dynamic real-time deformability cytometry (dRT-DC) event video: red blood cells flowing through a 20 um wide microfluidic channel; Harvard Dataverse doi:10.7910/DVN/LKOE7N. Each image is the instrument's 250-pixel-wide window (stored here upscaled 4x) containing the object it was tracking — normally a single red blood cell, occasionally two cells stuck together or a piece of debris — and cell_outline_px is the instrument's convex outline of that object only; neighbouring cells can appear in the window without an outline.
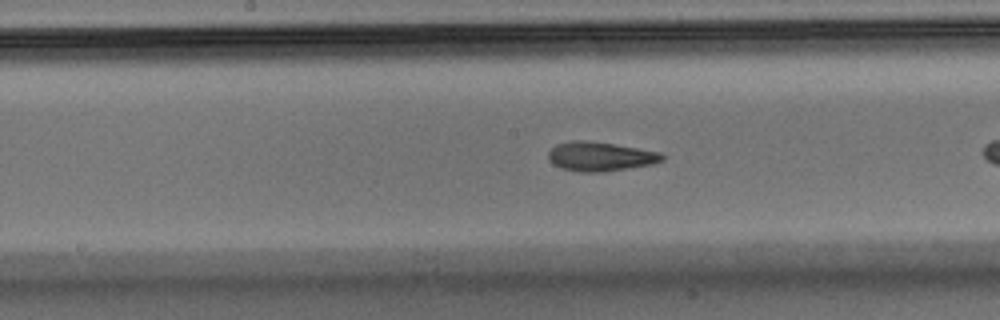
{"species": "Egyptian fruit bat (a non-hibernating species)", "species_latin": "Rousettus aegyptiacus", "temperature_condition": "warm", "stored_images_in_passage": 24, "camera_frame_rate_fps": 3000, "um_per_image_px": 0.085, "animal": {"sex": "male"}, "frame": {"image": 1, "passage_image": 11, "time_ms": 3.333, "image_size_px": [1000, 320], "cell_outline_px": [[664, 160], [652, 164], [600, 172], [580, 172], [560, 168], [552, 164], [548, 160], [548, 152], [556, 144], [572, 140], [592, 140], [616, 144], [660, 152], [664, 156]], "centroid_in_image_um": [50.98, 13.29], "position_along_channel_um": 197.2, "area_um2": 19.54}}
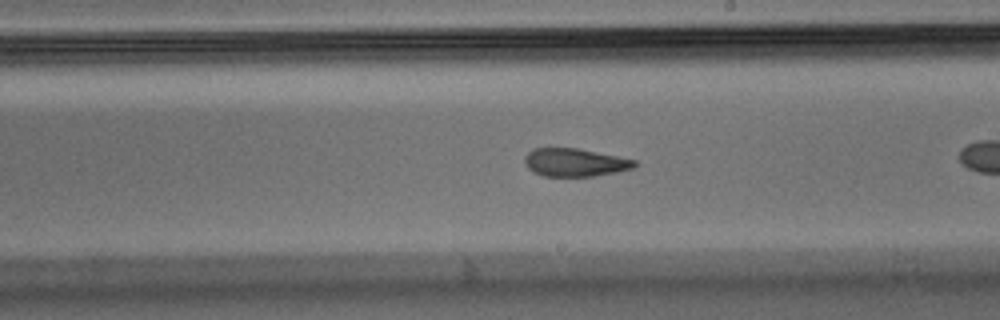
{"frame": {"image": 2, "passage_image": 14, "time_ms": 4.333, "image_size_px": [1000, 320], "cell_outline_px": [[636, 164], [632, 168], [616, 172], [592, 176], [544, 176], [528, 168], [524, 160], [524, 156], [532, 148], [576, 148], [636, 160]], "centroid_in_image_um": [48.83, 13.8], "position_along_channel_um": 240.2, "area_um2": 17.69}}